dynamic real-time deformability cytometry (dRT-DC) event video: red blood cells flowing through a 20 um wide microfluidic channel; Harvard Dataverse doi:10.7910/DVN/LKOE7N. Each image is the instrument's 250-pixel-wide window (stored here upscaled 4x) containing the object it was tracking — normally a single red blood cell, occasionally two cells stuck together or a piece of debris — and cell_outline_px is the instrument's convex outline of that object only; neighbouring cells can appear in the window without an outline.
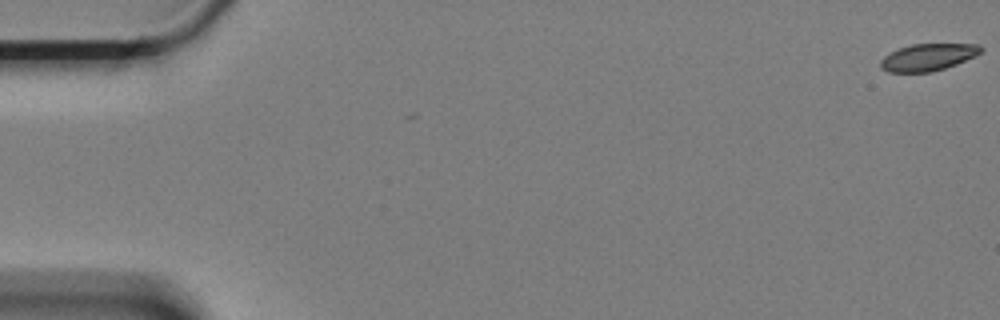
{"species": "Egyptian fruit bat (a non-hibernating species)", "species_latin": "Rousettus aegyptiacus", "temperature_condition": "cold", "stored_images_in_passage": 3, "camera_frame_rate_fps": 3000, "um_per_image_px": 0.085, "animal": {"sex": "female"}, "frame": {"image": 1, "passage_image": 1, "time_ms": 0.0, "image_size_px": [1000, 320], "cell_outline_px": [[984, 48], [976, 56], [956, 64], [932, 72], [888, 72], [880, 68], [880, 60], [884, 56], [900, 48], [912, 44], [980, 44]], "centroid_in_image_um": [78.89, 4.86], "position_along_channel_um": 6.1, "area_um2": 15.78}}